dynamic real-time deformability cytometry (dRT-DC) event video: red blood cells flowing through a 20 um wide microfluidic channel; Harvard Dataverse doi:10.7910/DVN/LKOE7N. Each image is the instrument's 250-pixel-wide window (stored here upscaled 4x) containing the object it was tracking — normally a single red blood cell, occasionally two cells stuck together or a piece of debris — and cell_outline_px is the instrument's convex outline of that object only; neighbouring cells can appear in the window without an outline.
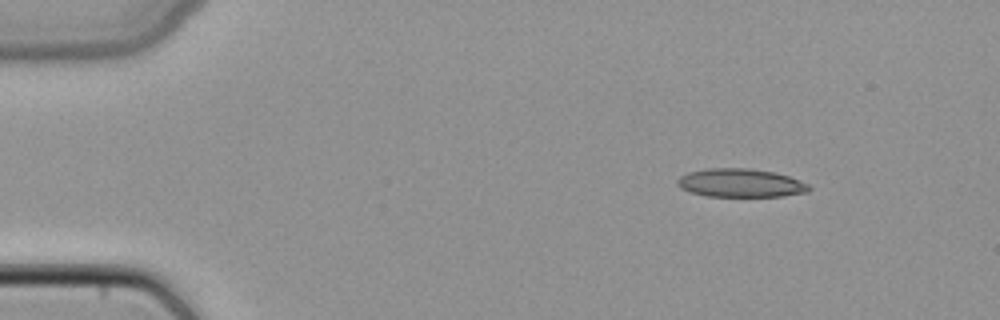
{"species": "common noctule bat (a hibernating species)", "species_latin": "Nyctalus noctula", "temperature_condition": "cold", "stored_images_in_passage": 47, "camera_frame_rate_fps": 3000, "um_per_image_px": 0.085, "animal": {"sex": "female", "body_mass_g": 22.7, "forearm_length_mm": 54.2}, "frame": {"image": 1, "passage_image": 5, "time_ms": 1.333, "image_size_px": [1000, 320], "cell_outline_px": [[812, 188], [808, 192], [784, 196], [708, 196], [688, 192], [680, 188], [676, 184], [676, 180], [680, 176], [688, 172], [708, 168], [748, 168], [776, 172], [800, 180], [808, 184]], "centroid_in_image_um": [62.94, 15.55], "position_along_channel_um": 22.1, "area_um2": 22.02}}
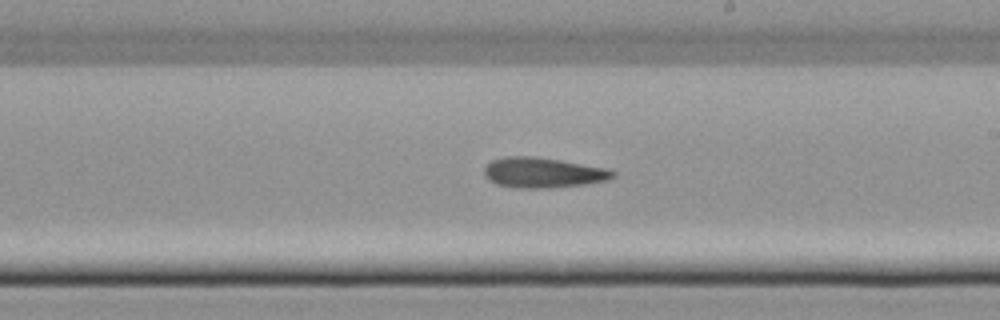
{"frame": {"image": 2, "passage_image": 27, "time_ms": 8.667, "image_size_px": [1000, 320], "cell_outline_px": [[616, 176], [608, 180], [584, 184], [552, 188], [512, 188], [496, 184], [488, 180], [484, 176], [484, 168], [492, 160], [504, 156], [536, 156], [608, 168], [616, 172]], "centroid_in_image_um": [46.14, 14.68], "position_along_channel_um": 242.9, "area_um2": 23.0}}
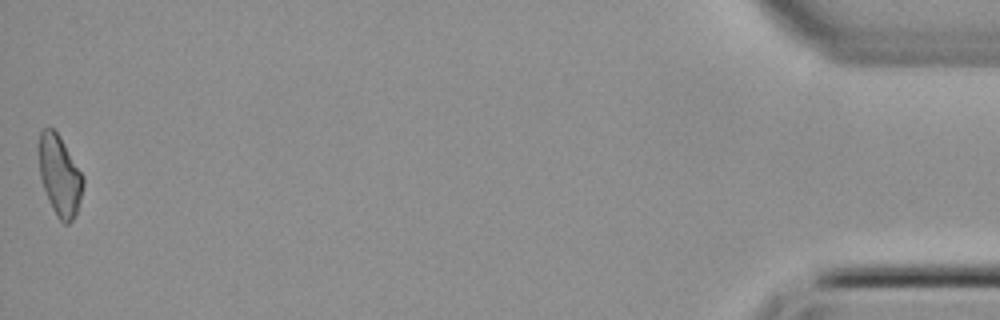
{"frame": {"image": 3, "passage_image": 47, "time_ms": 15.333, "image_size_px": [1000, 320], "cell_outline_px": [[84, 184], [80, 200], [76, 212], [72, 220], [68, 224], [64, 224], [56, 216], [48, 200], [40, 176], [36, 148], [40, 132], [44, 128], [52, 128], [60, 136], [84, 176]], "centroid_in_image_um": [5.04, 14.88], "position_along_channel_um": 430.2, "area_um2": 21.04}}